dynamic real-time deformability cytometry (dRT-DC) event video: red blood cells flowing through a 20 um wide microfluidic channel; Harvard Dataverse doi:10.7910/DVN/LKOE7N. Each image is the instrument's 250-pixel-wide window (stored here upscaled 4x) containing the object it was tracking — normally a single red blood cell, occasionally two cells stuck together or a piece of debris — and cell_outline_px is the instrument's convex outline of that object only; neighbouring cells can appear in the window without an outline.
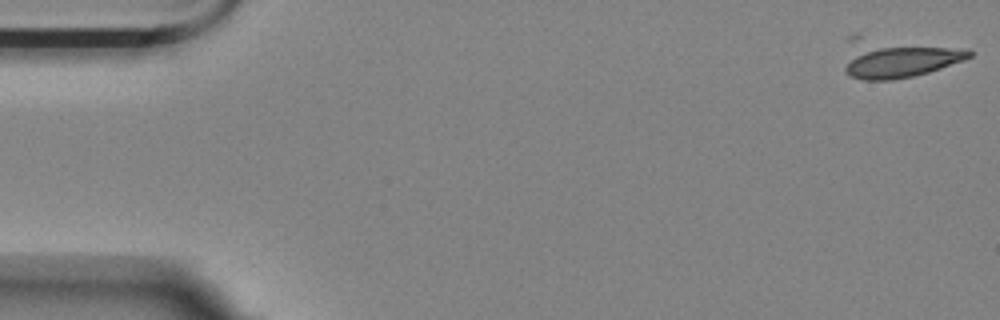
{"species": "Egyptian fruit bat (a non-hibernating species)", "species_latin": "Rousettus aegyptiacus", "temperature_condition": "room temperature", "stored_images_in_passage": 20, "camera_frame_rate_fps": 3000, "um_per_image_px": 0.085, "animal": {"sex": "female"}, "frame": {"image": 1, "passage_image": 1, "time_ms": 0.0, "image_size_px": [1000, 320], "cell_outline_px": [[972, 56], [964, 60], [928, 72], [912, 76], [892, 80], [864, 80], [848, 76], [844, 72], [844, 68], [848, 36], [856, 32], [860, 32], [968, 48], [972, 52]], "centroid_in_image_um": [76.21, 4.84], "position_along_channel_um": 8.8, "area_um2": 30.63}}
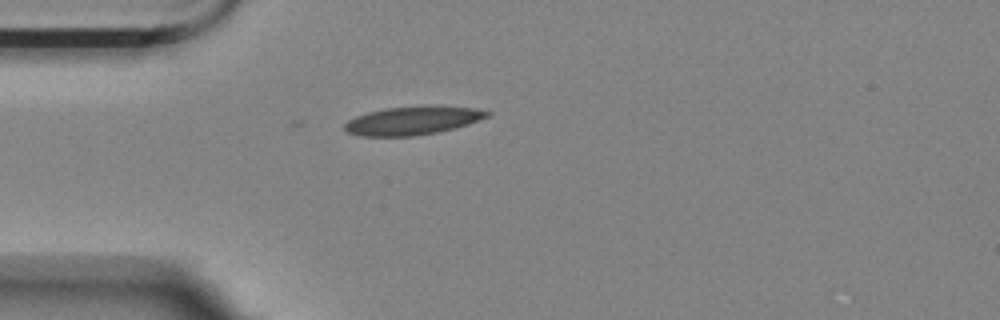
{"frame": {"image": 2, "passage_image": 15, "time_ms": 4.667, "image_size_px": [1000, 320], "cell_outline_px": [[492, 112], [488, 116], [468, 124], [456, 128], [436, 132], [412, 136], [360, 136], [348, 132], [344, 128], [344, 124], [348, 120], [356, 116], [368, 112], [384, 108], [476, 108]], "centroid_in_image_um": [35.01, 10.29], "position_along_channel_um": 50.0, "area_um2": 22.6}}
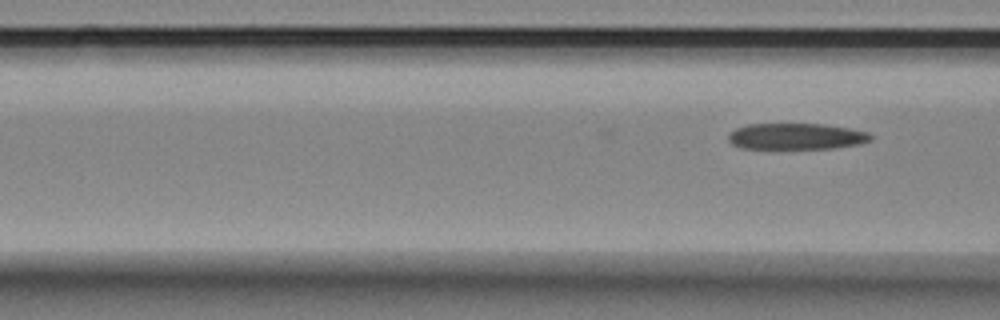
{"frame": {"image": 3, "passage_image": 20, "time_ms": 6.333, "image_size_px": [1000, 320], "cell_outline_px": [[872, 140], [860, 144], [836, 148], [740, 148], [732, 144], [728, 140], [728, 132], [736, 128], [748, 124], [824, 124], [848, 128], [868, 132], [872, 136]], "centroid_in_image_um": [67.67, 11.59], "position_along_channel_um": 98.9, "area_um2": 21.79}}